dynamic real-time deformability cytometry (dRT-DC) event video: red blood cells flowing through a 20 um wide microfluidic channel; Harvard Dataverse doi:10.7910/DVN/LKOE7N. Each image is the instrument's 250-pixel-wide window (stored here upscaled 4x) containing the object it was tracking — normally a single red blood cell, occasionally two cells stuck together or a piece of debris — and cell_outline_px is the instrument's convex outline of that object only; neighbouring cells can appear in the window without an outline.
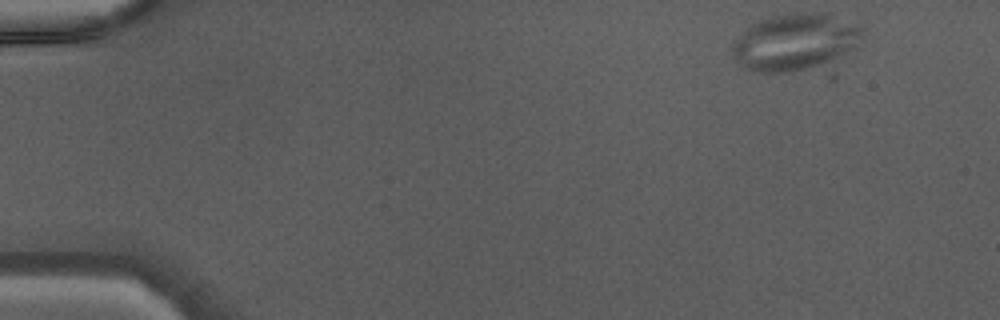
{"species": "Egyptian fruit bat (a non-hibernating species)", "species_latin": "Rousettus aegyptiacus", "temperature_condition": "warm", "stored_images_in_passage": 42, "camera_frame_rate_fps": 3000, "um_per_image_px": 0.085, "animal": {"sex": "male"}, "frame": {"image": 1, "passage_image": 1, "time_ms": 0.0, "image_size_px": [1000, 320], "cell_outline_px": [[864, 32], [848, 48], [828, 60], [804, 68], [780, 72], [760, 72], [748, 68], [740, 64], [732, 52], [732, 40], [752, 24], [772, 16], [800, 12], [824, 12], [860, 24], [864, 28]], "centroid_in_image_um": [67.5, 3.5], "position_along_channel_um": 17.5, "area_um2": 41.44}}
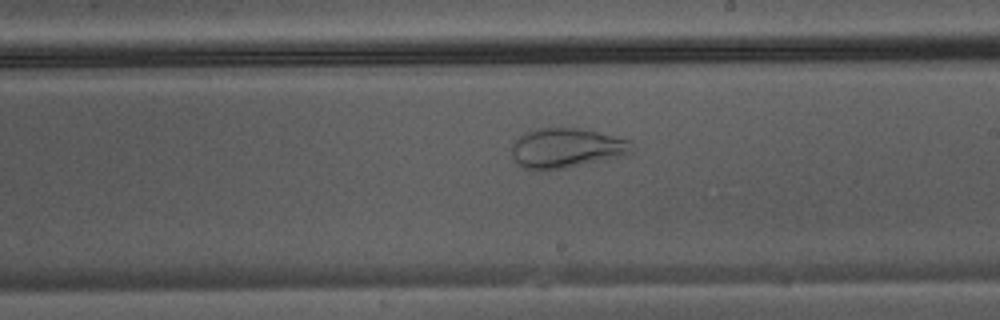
{"frame": {"image": 2, "passage_image": 24, "time_ms": 7.667, "image_size_px": [1000, 320], "cell_outline_px": [[636, 148], [632, 152], [620, 156], [568, 168], [544, 172], [540, 172], [524, 168], [512, 156], [512, 140], [524, 132], [540, 128], [580, 128], [632, 140]], "centroid_in_image_um": [48.13, 12.6], "position_along_channel_um": 240.9, "area_um2": 28.38}}
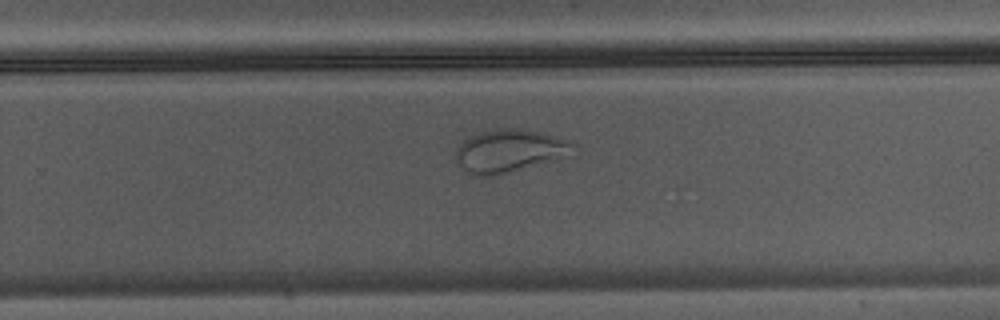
{"frame": {"image": 3, "passage_image": 27, "time_ms": 8.667, "image_size_px": [1000, 320], "cell_outline_px": [[580, 144], [576, 156], [488, 176], [476, 176], [468, 172], [456, 160], [456, 148], [468, 136], [500, 128], [512, 128], [540, 132], [568, 140]], "centroid_in_image_um": [43.45, 12.82], "position_along_channel_um": 286.4, "area_um2": 29.54}}